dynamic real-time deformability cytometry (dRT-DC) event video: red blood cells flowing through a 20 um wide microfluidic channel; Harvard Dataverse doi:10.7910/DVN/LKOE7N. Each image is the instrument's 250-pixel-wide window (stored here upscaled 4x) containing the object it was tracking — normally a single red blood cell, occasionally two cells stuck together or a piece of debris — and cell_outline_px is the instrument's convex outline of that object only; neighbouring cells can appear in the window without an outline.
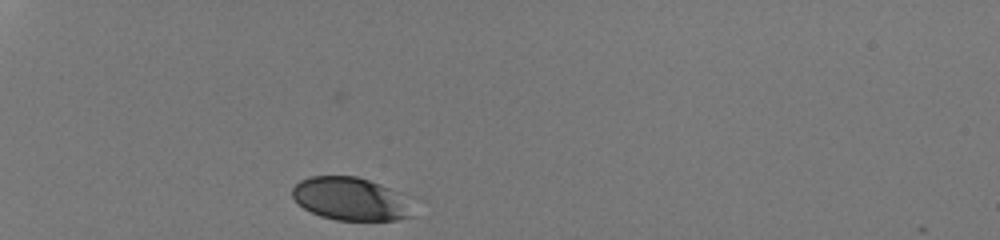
{"species": "human", "species_latin": "Homo sapiens", "temperature_condition": "room temperature", "stored_images_in_passage": 29, "camera_frame_rate_fps": 3000, "um_per_image_px": 0.085, "donor": {"sex": "male"}, "frame": {"image": 1, "passage_image": 1, "time_ms": 0.0, "image_size_px": [1000, 240], "cell_outline_px": [[416, 216], [396, 220], [336, 220], [320, 216], [304, 208], [292, 196], [292, 188], [300, 180], [312, 176], [356, 176], [380, 184], [404, 196]], "centroid_in_image_um": [29.8, 16.92], "position_along_channel_um": 55.2, "area_um2": 30.06}}
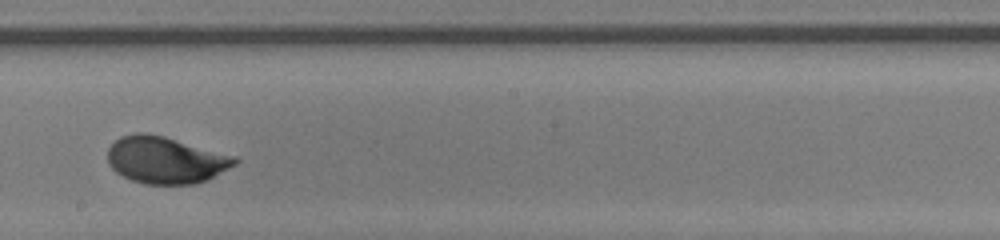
{"frame": {"image": 2, "passage_image": 17, "time_ms": 5.333, "image_size_px": [1000, 240], "cell_outline_px": [[240, 160], [236, 164], [208, 180], [196, 184], [144, 184], [132, 180], [116, 172], [108, 164], [108, 148], [120, 136], [136, 132], [144, 132], [164, 136], [236, 156]], "centroid_in_image_um": [14.09, 13.6], "position_along_channel_um": 234.1, "area_um2": 34.91}}
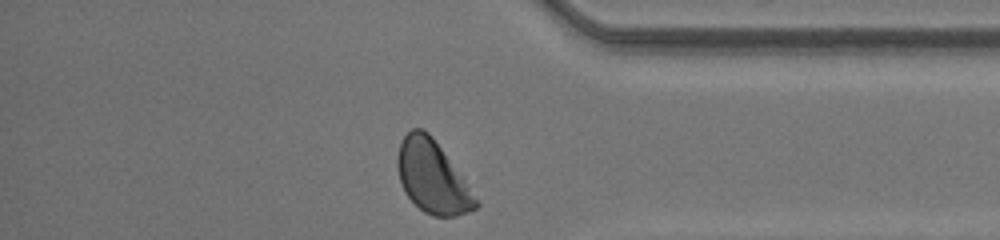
{"frame": {"image": 3, "passage_image": 29, "time_ms": 9.333, "image_size_px": [1000, 240], "cell_outline_px": [[480, 204], [476, 208], [468, 212], [456, 216], [432, 216], [424, 212], [404, 192], [400, 180], [396, 164], [396, 156], [400, 140], [412, 128], [420, 128], [428, 132], [432, 136], [480, 200]], "centroid_in_image_um": [36.75, 15.04], "position_along_channel_um": 398.4, "area_um2": 33.06}, "authors_computed_cell_mechanics": {"area_um2": 33.9286, "velocity_mm_per_s": 4.2193, "shape_relaxation_time_tau1_ms": 2.3572, "shape_relaxation_time_tau2_ms": null, "deformation_change_tau1": 0.1122, "deformation_change_tau2": null}}